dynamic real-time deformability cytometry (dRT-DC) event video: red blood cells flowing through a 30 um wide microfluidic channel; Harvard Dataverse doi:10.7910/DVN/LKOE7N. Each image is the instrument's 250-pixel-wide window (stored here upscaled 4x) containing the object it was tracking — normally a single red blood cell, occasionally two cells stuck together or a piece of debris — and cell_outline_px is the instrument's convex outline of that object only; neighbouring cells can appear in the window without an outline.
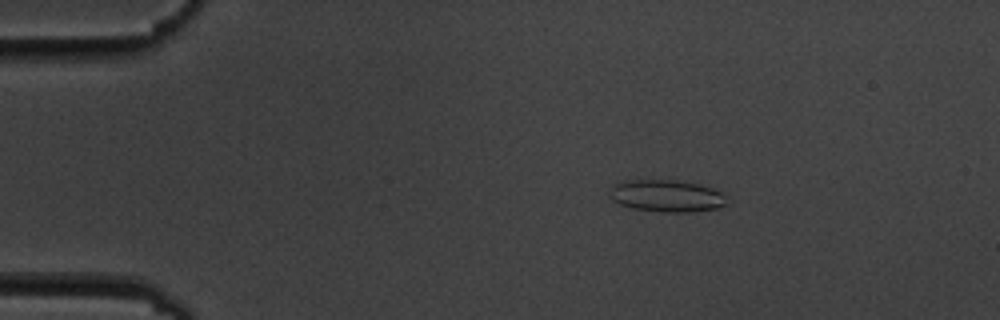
{"species": "common noctule bat (a hibernating species)", "species_latin": "Nyctalus noctula", "temperature_condition": "cold", "stored_images_in_passage": 5, "camera_frame_rate_fps": 3000, "um_per_image_px": 0.085, "animal": {"sex": "male", "body_mass_g": 19.5, "forearm_length_mm": 54.6}, "frame": {"image": 1, "passage_image": 3, "time_ms": 2.333, "image_size_px": [1000, 320], "cell_outline_px": [[724, 204], [720, 208], [692, 212], [664, 212], [632, 208], [620, 204], [612, 200], [608, 196], [608, 188], [624, 180], [676, 180], [700, 184], [724, 192]], "centroid_in_image_um": [56.63, 16.64], "position_along_channel_um": 28.4, "area_um2": 22.08}}